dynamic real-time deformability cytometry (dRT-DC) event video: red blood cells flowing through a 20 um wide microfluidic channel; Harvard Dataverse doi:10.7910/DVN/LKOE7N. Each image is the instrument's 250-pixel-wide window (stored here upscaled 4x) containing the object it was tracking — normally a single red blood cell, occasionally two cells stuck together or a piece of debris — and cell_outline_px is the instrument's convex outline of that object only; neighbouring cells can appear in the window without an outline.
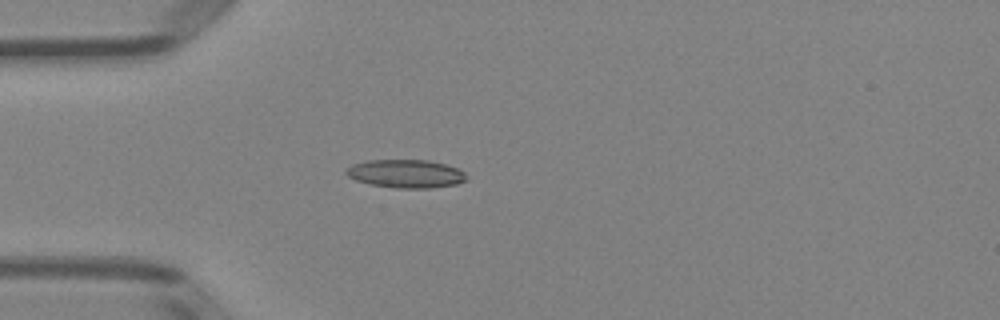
{"species": "Egyptian fruit bat (a non-hibernating species)", "species_latin": "Rousettus aegyptiacus", "temperature_condition": "room temperature", "stored_images_in_passage": 5, "camera_frame_rate_fps": 3000, "um_per_image_px": 0.085, "animal": {"sex": "female"}, "frame": {"image": 1, "passage_image": 5, "time_ms": 4.333, "image_size_px": [1000, 320], "cell_outline_px": [[468, 180], [456, 184], [432, 188], [396, 188], [372, 184], [356, 180], [348, 176], [344, 172], [344, 168], [352, 164], [368, 160], [428, 160], [444, 164], [456, 168], [464, 172], [468, 176]], "centroid_in_image_um": [34.49, 14.76], "position_along_channel_um": 50.5, "area_um2": 19.88}}